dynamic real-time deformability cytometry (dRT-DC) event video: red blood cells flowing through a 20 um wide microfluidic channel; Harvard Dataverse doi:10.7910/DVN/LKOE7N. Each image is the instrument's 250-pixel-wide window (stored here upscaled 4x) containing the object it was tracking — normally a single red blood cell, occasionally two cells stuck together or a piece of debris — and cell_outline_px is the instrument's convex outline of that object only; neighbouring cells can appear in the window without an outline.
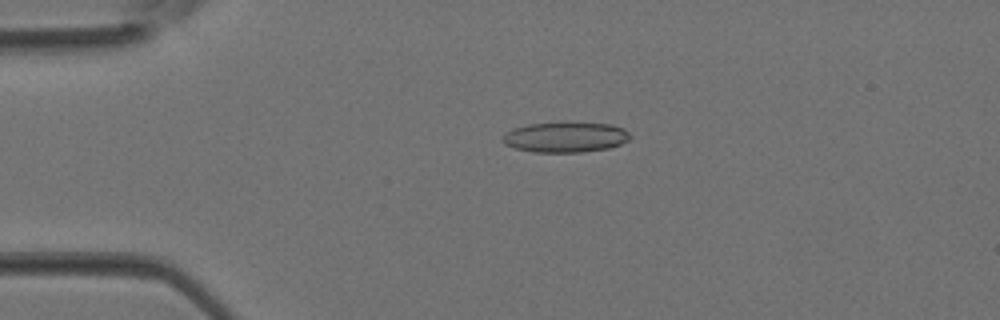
{"species": "Egyptian fruit bat (a non-hibernating species)", "species_latin": "Rousettus aegyptiacus", "temperature_condition": "room temperature", "stored_images_in_passage": 2, "camera_frame_rate_fps": 3000, "um_per_image_px": 0.085, "animal": {"sex": "female"}, "frame": {"image": 1, "passage_image": 1, "time_ms": 0.0, "image_size_px": [1000, 320], "cell_outline_px": [[632, 136], [628, 140], [620, 144], [608, 148], [580, 152], [536, 152], [516, 148], [504, 144], [500, 140], [500, 136], [504, 132], [512, 128], [528, 124], [564, 120], [612, 124], [624, 128]], "centroid_in_image_um": [48.02, 11.61], "position_along_channel_um": 37.0, "area_um2": 23.41}}
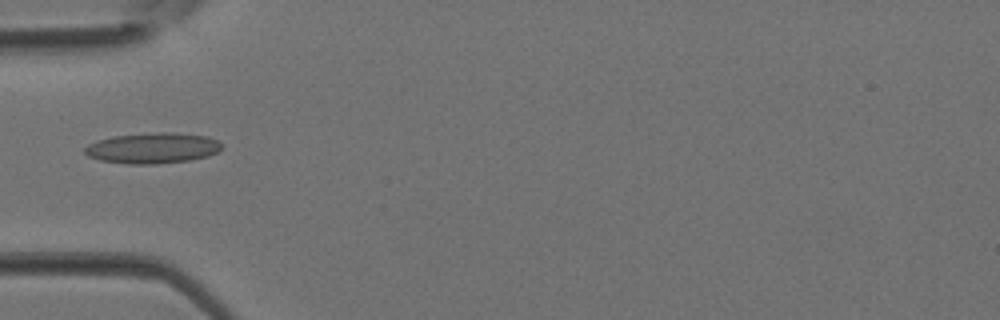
{"frame": {"image": 2, "passage_image": 2, "time_ms": 0.333, "image_size_px": [1000, 320], "cell_outline_px": [[220, 148], [216, 152], [208, 156], [188, 160], [156, 164], [128, 164], [100, 160], [88, 156], [84, 152], [84, 148], [88, 144], [100, 140], [116, 136], [156, 132], [176, 132], [208, 136], [216, 140], [220, 144]], "centroid_in_image_um": [12.97, 12.58], "position_along_channel_um": 72.0, "area_um2": 24.28}}